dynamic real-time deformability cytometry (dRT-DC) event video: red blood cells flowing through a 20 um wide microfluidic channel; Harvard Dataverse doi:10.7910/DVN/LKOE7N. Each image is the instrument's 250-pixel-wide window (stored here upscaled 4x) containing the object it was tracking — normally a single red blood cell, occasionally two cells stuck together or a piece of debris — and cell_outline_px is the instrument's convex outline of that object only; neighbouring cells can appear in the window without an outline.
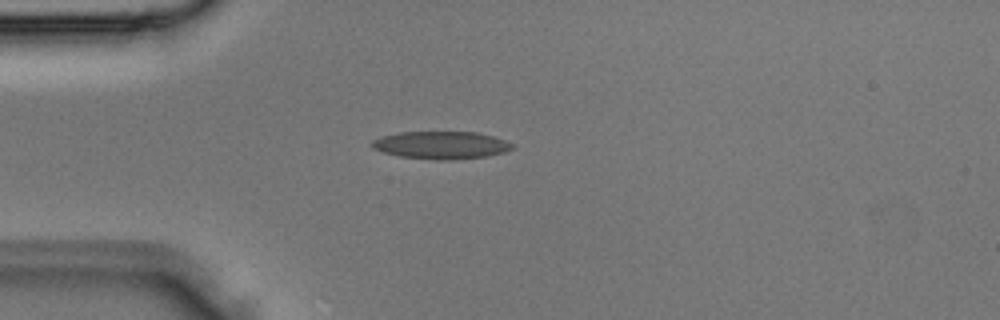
{"species": "Egyptian fruit bat (a non-hibernating species)", "species_latin": "Rousettus aegyptiacus", "temperature_condition": "room temperature", "stored_images_in_passage": 2, "camera_frame_rate_fps": 3000, "um_per_image_px": 0.085, "animal": {"sex": "male"}, "frame": {"image": 1, "passage_image": 2, "time_ms": 0.333, "image_size_px": [1000, 320], "cell_outline_px": [[516, 148], [504, 152], [484, 156], [452, 160], [436, 160], [400, 156], [384, 152], [372, 148], [372, 140], [384, 136], [400, 132], [476, 132], [492, 136], [516, 144]], "centroid_in_image_um": [37.54, 12.33], "position_along_channel_um": 47.5, "area_um2": 22.48}}